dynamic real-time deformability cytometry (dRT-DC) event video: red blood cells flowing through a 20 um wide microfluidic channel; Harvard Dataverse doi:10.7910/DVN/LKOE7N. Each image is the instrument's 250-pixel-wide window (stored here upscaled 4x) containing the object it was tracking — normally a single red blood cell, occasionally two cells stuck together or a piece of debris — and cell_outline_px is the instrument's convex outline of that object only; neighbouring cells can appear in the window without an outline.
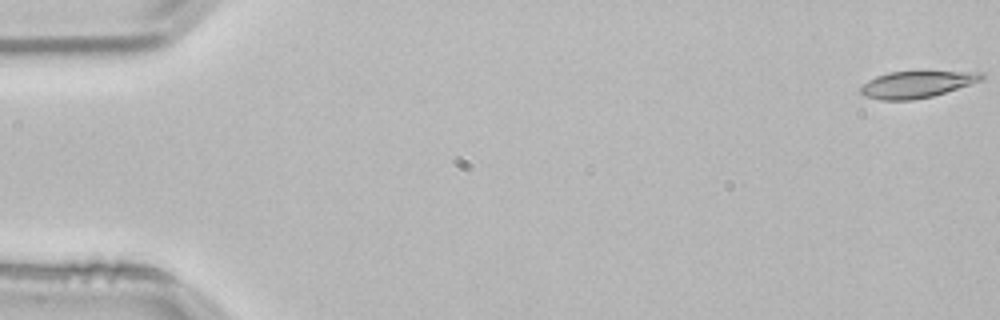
{"species": "common noctule bat (a hibernating species)", "species_latin": "Nyctalus noctula", "temperature_condition": "room temperature", "stored_images_in_passage": 53, "camera_frame_rate_fps": 3000, "um_per_image_px": 0.085, "animal": {"sex": "male", "body_mass_g": 21.5, "forearm_length_mm": 52.0}, "frame": {"image": 1, "passage_image": 1, "time_ms": 0.0, "image_size_px": [1000, 320], "cell_outline_px": [[984, 76], [980, 80], [932, 96], [912, 100], [880, 100], [864, 96], [860, 92], [860, 88], [868, 80], [876, 76], [888, 72], [984, 72]], "centroid_in_image_um": [77.84, 7.18], "position_along_channel_um": 7.2, "area_um2": 18.38}}
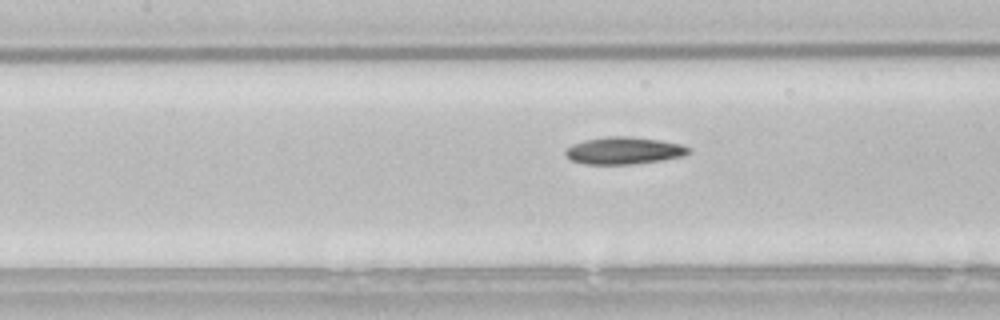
{"frame": {"image": 2, "passage_image": 24, "time_ms": 7.667, "image_size_px": [1000, 320], "cell_outline_px": [[692, 152], [680, 156], [660, 160], [632, 164], [584, 164], [572, 160], [564, 152], [572, 144], [584, 140], [608, 136], [632, 136], [660, 140], [684, 144], [692, 148]], "centroid_in_image_um": [53.07, 12.79], "position_along_channel_um": 154.3, "area_um2": 19.54}}
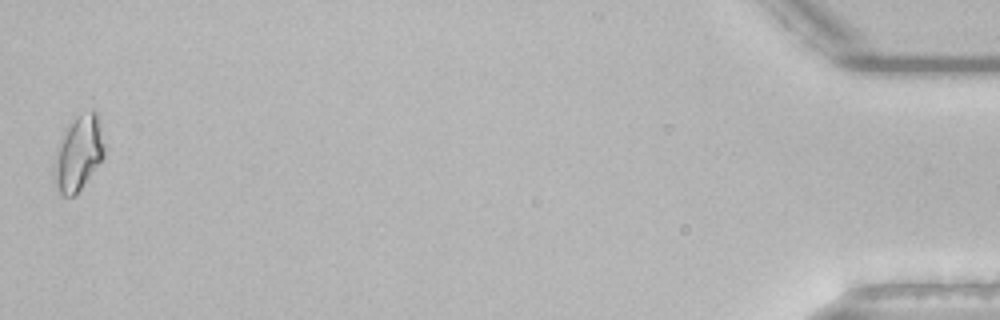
{"frame": {"image": 3, "passage_image": 53, "time_ms": 17.333, "image_size_px": [1000, 320], "cell_outline_px": [[104, 156], [76, 196], [60, 196], [56, 184], [56, 148], [64, 128], [68, 124], [80, 116], [92, 112], [96, 112], [104, 148]], "centroid_in_image_um": [6.65, 13.08], "position_along_channel_um": 428.5, "area_um2": 21.1}, "authors_computed_cell_mechanics": {"area_um2": 19.074, "velocity_mm_per_s": 3.8344, "shape_relaxation_time_tau1_ms": null, "shape_relaxation_time_tau2_ms": 4.9685, "deformation_change_tau1": null, "deformation_change_tau2": 0.1247}}